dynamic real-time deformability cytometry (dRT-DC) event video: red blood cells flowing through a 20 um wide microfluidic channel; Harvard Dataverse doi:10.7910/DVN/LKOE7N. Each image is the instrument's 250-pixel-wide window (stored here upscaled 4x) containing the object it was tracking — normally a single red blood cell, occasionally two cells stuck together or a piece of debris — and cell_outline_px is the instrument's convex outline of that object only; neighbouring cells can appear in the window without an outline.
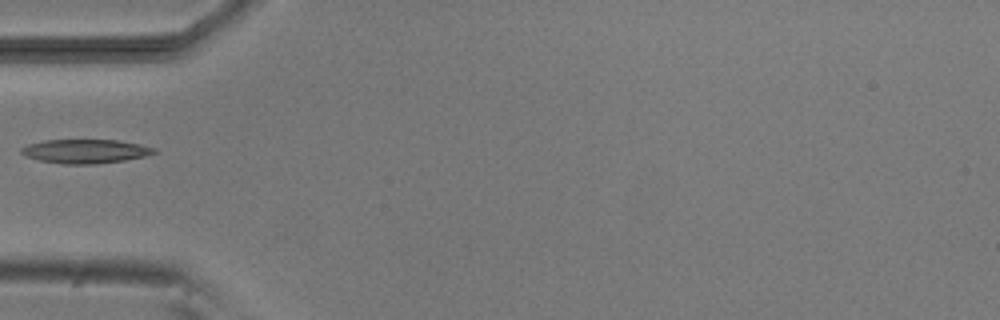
{"species": "common noctule bat (a hibernating species)", "species_latin": "Nyctalus noctula", "temperature_condition": "room temperature", "stored_images_in_passage": 6, "camera_frame_rate_fps": 3000, "um_per_image_px": 0.085, "animal": {"sex": "male", "body_mass_g": 20.5, "forearm_length_mm": 52.5}, "frame": {"image": 1, "passage_image": 5, "time_ms": 4.667, "image_size_px": [1000, 320], "cell_outline_px": [[160, 152], [144, 156], [124, 160], [96, 164], [64, 164], [40, 160], [28, 156], [20, 152], [20, 148], [28, 144], [44, 140], [116, 140], [140, 144], [156, 148]], "centroid_in_image_um": [7.29, 12.85], "position_along_channel_um": 77.7, "area_um2": 18.5}}
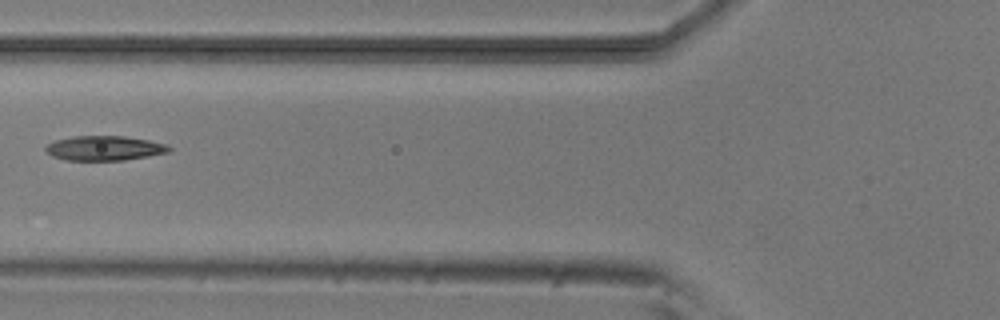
{"frame": {"image": 2, "passage_image": 6, "time_ms": 5.667, "image_size_px": [1000, 320], "cell_outline_px": [[172, 148], [168, 152], [148, 156], [124, 160], [64, 160], [52, 156], [44, 148], [48, 144], [56, 140], [72, 136], [124, 136], [148, 140], [168, 144]], "centroid_in_image_um": [8.89, 12.59], "position_along_channel_um": 116.9, "area_um2": 17.69}}